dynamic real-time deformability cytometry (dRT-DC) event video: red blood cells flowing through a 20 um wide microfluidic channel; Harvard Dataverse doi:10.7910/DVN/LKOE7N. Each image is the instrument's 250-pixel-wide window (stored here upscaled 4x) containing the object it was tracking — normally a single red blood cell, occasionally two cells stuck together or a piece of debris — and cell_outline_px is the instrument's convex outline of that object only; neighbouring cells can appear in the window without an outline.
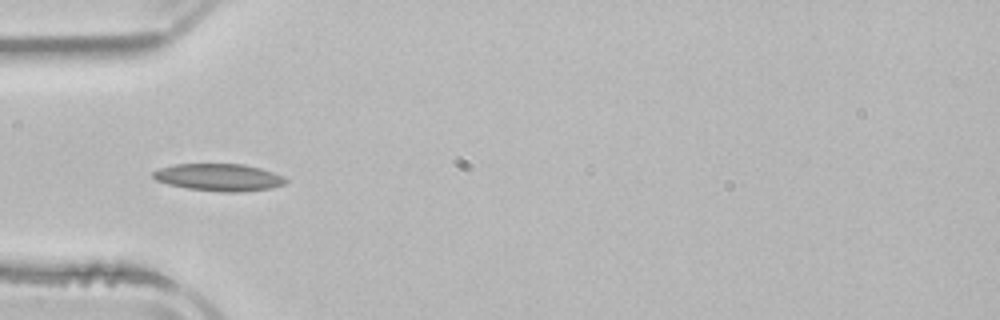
{"species": "common noctule bat (a hibernating species)", "species_latin": "Nyctalus noctula", "temperature_condition": "room temperature", "stored_images_in_passage": 5, "camera_frame_rate_fps": 3000, "um_per_image_px": 0.085, "animal": {"sex": "male", "body_mass_g": 21.5, "forearm_length_mm": 52.0}, "frame": {"image": 1, "passage_image": 4, "time_ms": 5.0, "image_size_px": [1000, 320], "cell_outline_px": [[288, 180], [284, 184], [272, 188], [240, 192], [220, 192], [188, 188], [168, 184], [156, 180], [152, 176], [152, 172], [160, 168], [172, 164], [244, 164], [260, 168], [284, 176]], "centroid_in_image_um": [18.61, 15.07], "position_along_channel_um": 66.4, "area_um2": 21.1}}
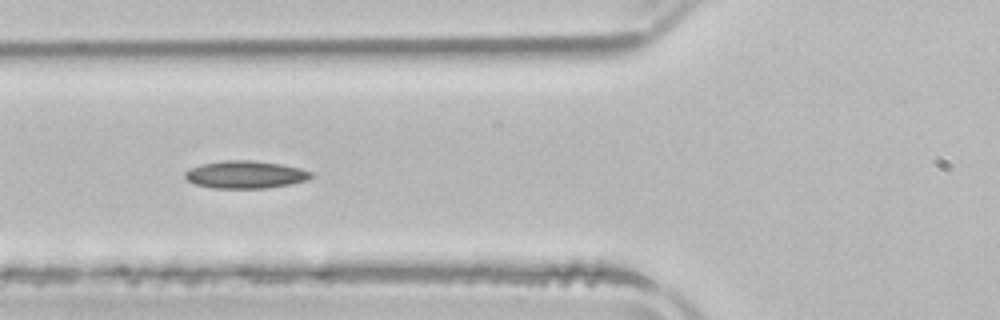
{"frame": {"image": 2, "passage_image": 5, "time_ms": 6.0, "image_size_px": [1000, 320], "cell_outline_px": [[316, 176], [308, 180], [268, 188], [212, 188], [196, 184], [188, 180], [184, 176], [184, 172], [188, 168], [200, 164], [224, 160], [252, 160], [280, 164], [300, 168], [312, 172]], "centroid_in_image_um": [20.86, 14.83], "position_along_channel_um": 104.9, "area_um2": 20.4}}